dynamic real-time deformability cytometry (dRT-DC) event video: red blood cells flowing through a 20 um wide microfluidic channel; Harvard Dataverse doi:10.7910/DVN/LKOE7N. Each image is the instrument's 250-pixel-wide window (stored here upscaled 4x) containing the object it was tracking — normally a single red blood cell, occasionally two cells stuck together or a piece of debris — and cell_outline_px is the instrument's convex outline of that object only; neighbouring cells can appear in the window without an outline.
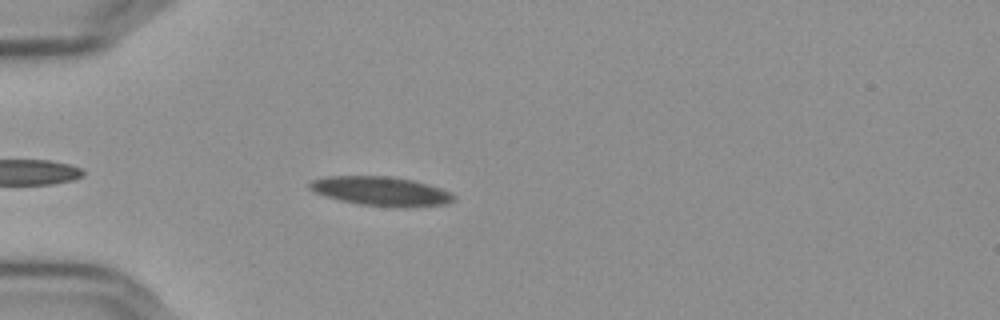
{"species": "Egyptian fruit bat (a non-hibernating species)", "species_latin": "Rousettus aegyptiacus", "temperature_condition": "cold", "stored_images_in_passage": 46, "camera_frame_rate_fps": 3000, "um_per_image_px": 0.085, "frame": {"image": 1, "passage_image": 6, "time_ms": 1.667, "image_size_px": [1000, 320], "cell_outline_px": [[456, 196], [452, 200], [444, 204], [408, 208], [392, 208], [360, 204], [340, 200], [316, 192], [308, 188], [308, 184], [312, 180], [328, 176], [388, 176], [412, 180], [428, 184], [440, 188]], "centroid_in_image_um": [32.39, 16.26], "position_along_channel_um": 52.6, "area_um2": 24.45}}
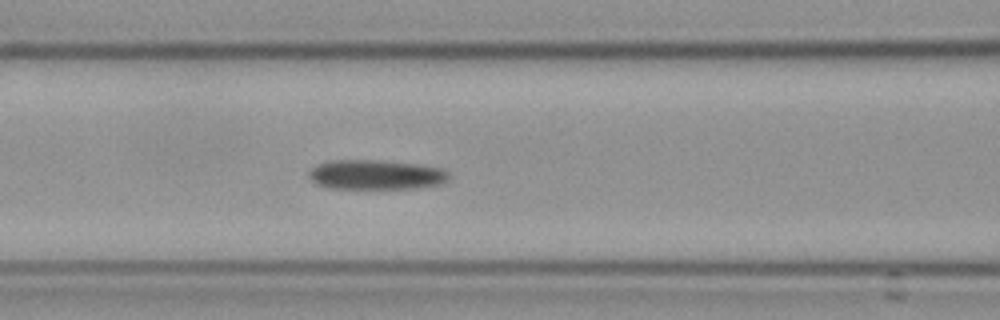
{"frame": {"image": 2, "passage_image": 14, "time_ms": 4.333, "image_size_px": [1000, 320], "cell_outline_px": [[452, 172], [448, 180], [440, 184], [412, 188], [328, 188], [316, 184], [308, 176], [308, 172], [316, 164], [332, 160], [376, 160], [420, 164], [444, 168]], "centroid_in_image_um": [31.98, 14.84], "position_along_channel_um": 134.6, "area_um2": 24.45}}
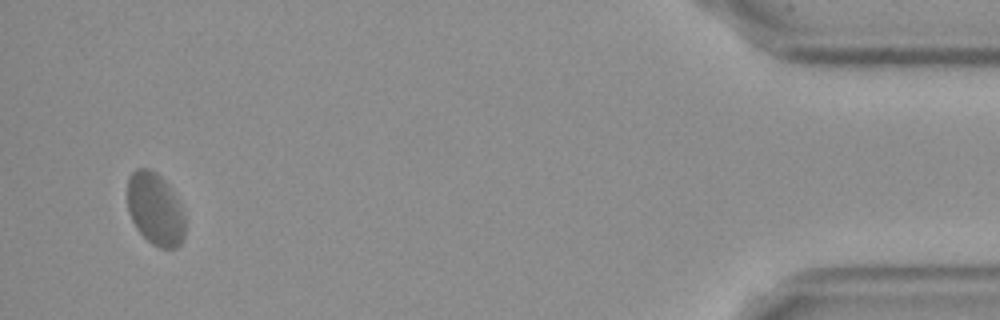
{"frame": {"image": 3, "passage_image": 44, "time_ms": 14.333, "image_size_px": [1000, 320], "cell_outline_px": [[184, 236], [180, 244], [176, 248], [160, 248], [152, 244], [136, 228], [128, 212], [128, 176], [136, 168], [148, 168], [156, 172], [168, 184], [180, 204], [184, 212]], "centroid_in_image_um": [13.19, 17.76], "position_along_channel_um": 422.0, "area_um2": 24.33}, "authors_computed_cell_mechanics": {"area_um2": 24.2182, "velocity_mm_per_s": 3.5975, "shape_relaxation_time_tau1_ms": null, "shape_relaxation_time_tau2_ms": 4.9462, "deformation_change_tau1": null, "deformation_change_tau2": 0.0849}}